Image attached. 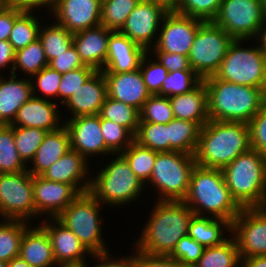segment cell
<instances>
[{
    "label": "cell",
    "mask_w": 266,
    "mask_h": 267,
    "mask_svg": "<svg viewBox=\"0 0 266 267\" xmlns=\"http://www.w3.org/2000/svg\"><path fill=\"white\" fill-rule=\"evenodd\" d=\"M153 204L147 223L133 247L151 255L170 256L177 242L188 235L195 214L184 201H156Z\"/></svg>",
    "instance_id": "6da1fadb"
},
{
    "label": "cell",
    "mask_w": 266,
    "mask_h": 267,
    "mask_svg": "<svg viewBox=\"0 0 266 267\" xmlns=\"http://www.w3.org/2000/svg\"><path fill=\"white\" fill-rule=\"evenodd\" d=\"M250 148L248 124L209 120L200 130L194 157L199 166L222 169Z\"/></svg>",
    "instance_id": "7a4b0ae2"
},
{
    "label": "cell",
    "mask_w": 266,
    "mask_h": 267,
    "mask_svg": "<svg viewBox=\"0 0 266 267\" xmlns=\"http://www.w3.org/2000/svg\"><path fill=\"white\" fill-rule=\"evenodd\" d=\"M183 201L197 216L224 219L231 224L242 209L231 196L222 170L197 164Z\"/></svg>",
    "instance_id": "3957f363"
},
{
    "label": "cell",
    "mask_w": 266,
    "mask_h": 267,
    "mask_svg": "<svg viewBox=\"0 0 266 267\" xmlns=\"http://www.w3.org/2000/svg\"><path fill=\"white\" fill-rule=\"evenodd\" d=\"M203 81L208 91L209 120L248 124L266 104L261 88L237 85L214 75Z\"/></svg>",
    "instance_id": "277c9868"
},
{
    "label": "cell",
    "mask_w": 266,
    "mask_h": 267,
    "mask_svg": "<svg viewBox=\"0 0 266 267\" xmlns=\"http://www.w3.org/2000/svg\"><path fill=\"white\" fill-rule=\"evenodd\" d=\"M241 208L266 207V158L250 148L221 169Z\"/></svg>",
    "instance_id": "5b68a950"
},
{
    "label": "cell",
    "mask_w": 266,
    "mask_h": 267,
    "mask_svg": "<svg viewBox=\"0 0 266 267\" xmlns=\"http://www.w3.org/2000/svg\"><path fill=\"white\" fill-rule=\"evenodd\" d=\"M110 158L95 177L91 176L89 193L103 207L105 204L118 208L130 205L142 196L145 185L121 154H112Z\"/></svg>",
    "instance_id": "8992f818"
},
{
    "label": "cell",
    "mask_w": 266,
    "mask_h": 267,
    "mask_svg": "<svg viewBox=\"0 0 266 267\" xmlns=\"http://www.w3.org/2000/svg\"><path fill=\"white\" fill-rule=\"evenodd\" d=\"M102 206L89 192H85L79 194L56 217L79 238L91 254L110 252L103 238L104 232L102 233Z\"/></svg>",
    "instance_id": "52a82bcc"
},
{
    "label": "cell",
    "mask_w": 266,
    "mask_h": 267,
    "mask_svg": "<svg viewBox=\"0 0 266 267\" xmlns=\"http://www.w3.org/2000/svg\"><path fill=\"white\" fill-rule=\"evenodd\" d=\"M196 164L194 155L179 151L158 152L145 191L146 185H150L158 193L156 201H183Z\"/></svg>",
    "instance_id": "ba28073f"
},
{
    "label": "cell",
    "mask_w": 266,
    "mask_h": 267,
    "mask_svg": "<svg viewBox=\"0 0 266 267\" xmlns=\"http://www.w3.org/2000/svg\"><path fill=\"white\" fill-rule=\"evenodd\" d=\"M248 40H234L214 76L237 85L266 88V53ZM244 44V46H242Z\"/></svg>",
    "instance_id": "9c48e42d"
},
{
    "label": "cell",
    "mask_w": 266,
    "mask_h": 267,
    "mask_svg": "<svg viewBox=\"0 0 266 267\" xmlns=\"http://www.w3.org/2000/svg\"><path fill=\"white\" fill-rule=\"evenodd\" d=\"M234 39L213 21L203 22L188 54L191 69L203 80L219 69Z\"/></svg>",
    "instance_id": "30bf717a"
},
{
    "label": "cell",
    "mask_w": 266,
    "mask_h": 267,
    "mask_svg": "<svg viewBox=\"0 0 266 267\" xmlns=\"http://www.w3.org/2000/svg\"><path fill=\"white\" fill-rule=\"evenodd\" d=\"M0 218L22 220L31 224L36 220L33 175L27 170L0 173Z\"/></svg>",
    "instance_id": "8fae6325"
},
{
    "label": "cell",
    "mask_w": 266,
    "mask_h": 267,
    "mask_svg": "<svg viewBox=\"0 0 266 267\" xmlns=\"http://www.w3.org/2000/svg\"><path fill=\"white\" fill-rule=\"evenodd\" d=\"M263 19L261 0H223L213 22L234 40L252 41Z\"/></svg>",
    "instance_id": "7c38bea8"
},
{
    "label": "cell",
    "mask_w": 266,
    "mask_h": 267,
    "mask_svg": "<svg viewBox=\"0 0 266 267\" xmlns=\"http://www.w3.org/2000/svg\"><path fill=\"white\" fill-rule=\"evenodd\" d=\"M170 9L171 5L164 0H140L119 32L149 52L157 42L162 20Z\"/></svg>",
    "instance_id": "4fadbf2b"
},
{
    "label": "cell",
    "mask_w": 266,
    "mask_h": 267,
    "mask_svg": "<svg viewBox=\"0 0 266 267\" xmlns=\"http://www.w3.org/2000/svg\"><path fill=\"white\" fill-rule=\"evenodd\" d=\"M240 258L266 255V207L242 208L232 222Z\"/></svg>",
    "instance_id": "5bb4252c"
},
{
    "label": "cell",
    "mask_w": 266,
    "mask_h": 267,
    "mask_svg": "<svg viewBox=\"0 0 266 267\" xmlns=\"http://www.w3.org/2000/svg\"><path fill=\"white\" fill-rule=\"evenodd\" d=\"M203 22L170 9L162 20L157 42L150 51H164L188 56L197 30Z\"/></svg>",
    "instance_id": "9a60e30c"
},
{
    "label": "cell",
    "mask_w": 266,
    "mask_h": 267,
    "mask_svg": "<svg viewBox=\"0 0 266 267\" xmlns=\"http://www.w3.org/2000/svg\"><path fill=\"white\" fill-rule=\"evenodd\" d=\"M63 120L70 136V149L80 153L88 162L94 155L96 157L113 154L106 147L99 115Z\"/></svg>",
    "instance_id": "2e32d148"
},
{
    "label": "cell",
    "mask_w": 266,
    "mask_h": 267,
    "mask_svg": "<svg viewBox=\"0 0 266 267\" xmlns=\"http://www.w3.org/2000/svg\"><path fill=\"white\" fill-rule=\"evenodd\" d=\"M102 0H53L52 19L72 34L101 24Z\"/></svg>",
    "instance_id": "e0dca14e"
},
{
    "label": "cell",
    "mask_w": 266,
    "mask_h": 267,
    "mask_svg": "<svg viewBox=\"0 0 266 267\" xmlns=\"http://www.w3.org/2000/svg\"><path fill=\"white\" fill-rule=\"evenodd\" d=\"M79 194L70 184L33 176L35 218H56Z\"/></svg>",
    "instance_id": "ac0fdd59"
},
{
    "label": "cell",
    "mask_w": 266,
    "mask_h": 267,
    "mask_svg": "<svg viewBox=\"0 0 266 267\" xmlns=\"http://www.w3.org/2000/svg\"><path fill=\"white\" fill-rule=\"evenodd\" d=\"M107 93V83L102 71H95L62 105L68 109L70 118L99 115Z\"/></svg>",
    "instance_id": "d6986e66"
},
{
    "label": "cell",
    "mask_w": 266,
    "mask_h": 267,
    "mask_svg": "<svg viewBox=\"0 0 266 267\" xmlns=\"http://www.w3.org/2000/svg\"><path fill=\"white\" fill-rule=\"evenodd\" d=\"M39 221L50 238L56 264L81 262L89 259L87 256L92 257L79 238L57 218H45Z\"/></svg>",
    "instance_id": "ffe728a7"
},
{
    "label": "cell",
    "mask_w": 266,
    "mask_h": 267,
    "mask_svg": "<svg viewBox=\"0 0 266 267\" xmlns=\"http://www.w3.org/2000/svg\"><path fill=\"white\" fill-rule=\"evenodd\" d=\"M90 164L80 153L70 150L40 176L49 181L70 184L81 194L89 192L90 174H93Z\"/></svg>",
    "instance_id": "44dd1931"
},
{
    "label": "cell",
    "mask_w": 266,
    "mask_h": 267,
    "mask_svg": "<svg viewBox=\"0 0 266 267\" xmlns=\"http://www.w3.org/2000/svg\"><path fill=\"white\" fill-rule=\"evenodd\" d=\"M59 107L56 102L32 96L17 111L10 125L56 131L64 126V116H60L62 112H59Z\"/></svg>",
    "instance_id": "7402d4cb"
},
{
    "label": "cell",
    "mask_w": 266,
    "mask_h": 267,
    "mask_svg": "<svg viewBox=\"0 0 266 267\" xmlns=\"http://www.w3.org/2000/svg\"><path fill=\"white\" fill-rule=\"evenodd\" d=\"M147 51L119 31L109 36L108 50L103 73H123L139 69Z\"/></svg>",
    "instance_id": "603a6c76"
},
{
    "label": "cell",
    "mask_w": 266,
    "mask_h": 267,
    "mask_svg": "<svg viewBox=\"0 0 266 267\" xmlns=\"http://www.w3.org/2000/svg\"><path fill=\"white\" fill-rule=\"evenodd\" d=\"M108 97L136 108L139 112L150 97L140 69L123 73H103Z\"/></svg>",
    "instance_id": "cb8c5ba5"
},
{
    "label": "cell",
    "mask_w": 266,
    "mask_h": 267,
    "mask_svg": "<svg viewBox=\"0 0 266 267\" xmlns=\"http://www.w3.org/2000/svg\"><path fill=\"white\" fill-rule=\"evenodd\" d=\"M113 31L103 25L73 34V45L84 65L102 71L107 58L109 36Z\"/></svg>",
    "instance_id": "d4e9b609"
},
{
    "label": "cell",
    "mask_w": 266,
    "mask_h": 267,
    "mask_svg": "<svg viewBox=\"0 0 266 267\" xmlns=\"http://www.w3.org/2000/svg\"><path fill=\"white\" fill-rule=\"evenodd\" d=\"M18 75H0V124L2 125H10L17 111L33 96L30 78H18Z\"/></svg>",
    "instance_id": "484cf974"
},
{
    "label": "cell",
    "mask_w": 266,
    "mask_h": 267,
    "mask_svg": "<svg viewBox=\"0 0 266 267\" xmlns=\"http://www.w3.org/2000/svg\"><path fill=\"white\" fill-rule=\"evenodd\" d=\"M19 256L32 267H54L56 265L52 244L45 229L40 225H29L23 234Z\"/></svg>",
    "instance_id": "4316f807"
},
{
    "label": "cell",
    "mask_w": 266,
    "mask_h": 267,
    "mask_svg": "<svg viewBox=\"0 0 266 267\" xmlns=\"http://www.w3.org/2000/svg\"><path fill=\"white\" fill-rule=\"evenodd\" d=\"M169 99L175 119L195 122L201 128L209 121L208 91L203 80L190 92Z\"/></svg>",
    "instance_id": "83f0119b"
},
{
    "label": "cell",
    "mask_w": 266,
    "mask_h": 267,
    "mask_svg": "<svg viewBox=\"0 0 266 267\" xmlns=\"http://www.w3.org/2000/svg\"><path fill=\"white\" fill-rule=\"evenodd\" d=\"M70 150V136L65 126L47 132L27 171L33 176H40Z\"/></svg>",
    "instance_id": "f1b7e54d"
},
{
    "label": "cell",
    "mask_w": 266,
    "mask_h": 267,
    "mask_svg": "<svg viewBox=\"0 0 266 267\" xmlns=\"http://www.w3.org/2000/svg\"><path fill=\"white\" fill-rule=\"evenodd\" d=\"M231 233L232 224L229 221L214 217L194 215L188 227V235L204 247L222 244Z\"/></svg>",
    "instance_id": "f546056e"
},
{
    "label": "cell",
    "mask_w": 266,
    "mask_h": 267,
    "mask_svg": "<svg viewBox=\"0 0 266 267\" xmlns=\"http://www.w3.org/2000/svg\"><path fill=\"white\" fill-rule=\"evenodd\" d=\"M169 152L179 151L195 155L201 127L192 121L173 119L167 124Z\"/></svg>",
    "instance_id": "4dcf8cb0"
},
{
    "label": "cell",
    "mask_w": 266,
    "mask_h": 267,
    "mask_svg": "<svg viewBox=\"0 0 266 267\" xmlns=\"http://www.w3.org/2000/svg\"><path fill=\"white\" fill-rule=\"evenodd\" d=\"M193 267H241L237 243L232 235L217 246L205 247Z\"/></svg>",
    "instance_id": "1f68e13d"
},
{
    "label": "cell",
    "mask_w": 266,
    "mask_h": 267,
    "mask_svg": "<svg viewBox=\"0 0 266 267\" xmlns=\"http://www.w3.org/2000/svg\"><path fill=\"white\" fill-rule=\"evenodd\" d=\"M36 10H23L14 21L8 42L15 51L25 48L39 38V31L43 23ZM41 21V22H40Z\"/></svg>",
    "instance_id": "d6a6232c"
},
{
    "label": "cell",
    "mask_w": 266,
    "mask_h": 267,
    "mask_svg": "<svg viewBox=\"0 0 266 267\" xmlns=\"http://www.w3.org/2000/svg\"><path fill=\"white\" fill-rule=\"evenodd\" d=\"M52 23L41 24L38 38L42 43L48 63L73 45V34L55 21Z\"/></svg>",
    "instance_id": "836d02e7"
},
{
    "label": "cell",
    "mask_w": 266,
    "mask_h": 267,
    "mask_svg": "<svg viewBox=\"0 0 266 267\" xmlns=\"http://www.w3.org/2000/svg\"><path fill=\"white\" fill-rule=\"evenodd\" d=\"M31 223L22 220L0 219V260L9 262L18 257L25 229Z\"/></svg>",
    "instance_id": "e575fe53"
},
{
    "label": "cell",
    "mask_w": 266,
    "mask_h": 267,
    "mask_svg": "<svg viewBox=\"0 0 266 267\" xmlns=\"http://www.w3.org/2000/svg\"><path fill=\"white\" fill-rule=\"evenodd\" d=\"M48 65L42 43L37 39L25 48L15 51L12 74L17 75L16 71L18 70L19 73L20 71L24 72L23 75L31 78Z\"/></svg>",
    "instance_id": "d590c367"
},
{
    "label": "cell",
    "mask_w": 266,
    "mask_h": 267,
    "mask_svg": "<svg viewBox=\"0 0 266 267\" xmlns=\"http://www.w3.org/2000/svg\"><path fill=\"white\" fill-rule=\"evenodd\" d=\"M99 116L125 127L133 136L137 132L140 121V112L136 108L108 96Z\"/></svg>",
    "instance_id": "8d00e7d4"
},
{
    "label": "cell",
    "mask_w": 266,
    "mask_h": 267,
    "mask_svg": "<svg viewBox=\"0 0 266 267\" xmlns=\"http://www.w3.org/2000/svg\"><path fill=\"white\" fill-rule=\"evenodd\" d=\"M27 170L17 152L13 126L0 124V173H17Z\"/></svg>",
    "instance_id": "74e56055"
},
{
    "label": "cell",
    "mask_w": 266,
    "mask_h": 267,
    "mask_svg": "<svg viewBox=\"0 0 266 267\" xmlns=\"http://www.w3.org/2000/svg\"><path fill=\"white\" fill-rule=\"evenodd\" d=\"M157 151L143 147L133 141L121 155L129 163L130 168L135 175L144 183L149 181L155 164Z\"/></svg>",
    "instance_id": "f35d334b"
},
{
    "label": "cell",
    "mask_w": 266,
    "mask_h": 267,
    "mask_svg": "<svg viewBox=\"0 0 266 267\" xmlns=\"http://www.w3.org/2000/svg\"><path fill=\"white\" fill-rule=\"evenodd\" d=\"M134 141L157 152H169L167 124L139 122Z\"/></svg>",
    "instance_id": "ab89813d"
},
{
    "label": "cell",
    "mask_w": 266,
    "mask_h": 267,
    "mask_svg": "<svg viewBox=\"0 0 266 267\" xmlns=\"http://www.w3.org/2000/svg\"><path fill=\"white\" fill-rule=\"evenodd\" d=\"M140 0H102L101 25L120 31L129 14Z\"/></svg>",
    "instance_id": "60d3db41"
},
{
    "label": "cell",
    "mask_w": 266,
    "mask_h": 267,
    "mask_svg": "<svg viewBox=\"0 0 266 267\" xmlns=\"http://www.w3.org/2000/svg\"><path fill=\"white\" fill-rule=\"evenodd\" d=\"M13 134L17 152L28 166L33 160L38 147L43 142L47 131L39 128L13 126Z\"/></svg>",
    "instance_id": "b9f144b4"
},
{
    "label": "cell",
    "mask_w": 266,
    "mask_h": 267,
    "mask_svg": "<svg viewBox=\"0 0 266 267\" xmlns=\"http://www.w3.org/2000/svg\"><path fill=\"white\" fill-rule=\"evenodd\" d=\"M223 0H175L171 9L181 15L213 21Z\"/></svg>",
    "instance_id": "7bdbcfd3"
},
{
    "label": "cell",
    "mask_w": 266,
    "mask_h": 267,
    "mask_svg": "<svg viewBox=\"0 0 266 267\" xmlns=\"http://www.w3.org/2000/svg\"><path fill=\"white\" fill-rule=\"evenodd\" d=\"M30 80L33 96L50 101L54 100V102L59 105L60 99H58V88L62 80L61 73L49 66H46L37 74L33 75Z\"/></svg>",
    "instance_id": "ee69618b"
},
{
    "label": "cell",
    "mask_w": 266,
    "mask_h": 267,
    "mask_svg": "<svg viewBox=\"0 0 266 267\" xmlns=\"http://www.w3.org/2000/svg\"><path fill=\"white\" fill-rule=\"evenodd\" d=\"M202 79L193 70L168 72L160 92L157 95L172 97L182 95L194 89Z\"/></svg>",
    "instance_id": "f6af8a7d"
},
{
    "label": "cell",
    "mask_w": 266,
    "mask_h": 267,
    "mask_svg": "<svg viewBox=\"0 0 266 267\" xmlns=\"http://www.w3.org/2000/svg\"><path fill=\"white\" fill-rule=\"evenodd\" d=\"M173 119L172 106L167 96L150 95L140 110L139 122L168 124Z\"/></svg>",
    "instance_id": "bcb514c9"
},
{
    "label": "cell",
    "mask_w": 266,
    "mask_h": 267,
    "mask_svg": "<svg viewBox=\"0 0 266 267\" xmlns=\"http://www.w3.org/2000/svg\"><path fill=\"white\" fill-rule=\"evenodd\" d=\"M102 135L106 147L113 154H121L134 141V136L123 126L100 117Z\"/></svg>",
    "instance_id": "7dc6e473"
},
{
    "label": "cell",
    "mask_w": 266,
    "mask_h": 267,
    "mask_svg": "<svg viewBox=\"0 0 266 267\" xmlns=\"http://www.w3.org/2000/svg\"><path fill=\"white\" fill-rule=\"evenodd\" d=\"M139 69L143 76L147 91L151 95H157L167 78V69L161 65L154 56L150 55V52H147L143 56Z\"/></svg>",
    "instance_id": "c3c4849f"
},
{
    "label": "cell",
    "mask_w": 266,
    "mask_h": 267,
    "mask_svg": "<svg viewBox=\"0 0 266 267\" xmlns=\"http://www.w3.org/2000/svg\"><path fill=\"white\" fill-rule=\"evenodd\" d=\"M96 70L90 66H83L65 74H62V80L58 88V98L60 105H63L70 96L84 83Z\"/></svg>",
    "instance_id": "681fc988"
},
{
    "label": "cell",
    "mask_w": 266,
    "mask_h": 267,
    "mask_svg": "<svg viewBox=\"0 0 266 267\" xmlns=\"http://www.w3.org/2000/svg\"><path fill=\"white\" fill-rule=\"evenodd\" d=\"M204 250L205 247L203 245L186 235L177 242L170 257L175 259L182 267H193L202 256Z\"/></svg>",
    "instance_id": "f907efd6"
},
{
    "label": "cell",
    "mask_w": 266,
    "mask_h": 267,
    "mask_svg": "<svg viewBox=\"0 0 266 267\" xmlns=\"http://www.w3.org/2000/svg\"><path fill=\"white\" fill-rule=\"evenodd\" d=\"M251 148L266 158V104L248 123Z\"/></svg>",
    "instance_id": "816d5d0a"
},
{
    "label": "cell",
    "mask_w": 266,
    "mask_h": 267,
    "mask_svg": "<svg viewBox=\"0 0 266 267\" xmlns=\"http://www.w3.org/2000/svg\"><path fill=\"white\" fill-rule=\"evenodd\" d=\"M48 66L61 74H65L66 72L83 67L85 65L81 61L76 48L74 45H72L57 58L52 59Z\"/></svg>",
    "instance_id": "f5cc1de1"
},
{
    "label": "cell",
    "mask_w": 266,
    "mask_h": 267,
    "mask_svg": "<svg viewBox=\"0 0 266 267\" xmlns=\"http://www.w3.org/2000/svg\"><path fill=\"white\" fill-rule=\"evenodd\" d=\"M149 52L161 65L167 69L168 72H175L177 70H192L189 64L188 56L179 53H167L164 51Z\"/></svg>",
    "instance_id": "db71d44e"
},
{
    "label": "cell",
    "mask_w": 266,
    "mask_h": 267,
    "mask_svg": "<svg viewBox=\"0 0 266 267\" xmlns=\"http://www.w3.org/2000/svg\"><path fill=\"white\" fill-rule=\"evenodd\" d=\"M134 267H182L170 256L151 255L134 249Z\"/></svg>",
    "instance_id": "11a10c76"
},
{
    "label": "cell",
    "mask_w": 266,
    "mask_h": 267,
    "mask_svg": "<svg viewBox=\"0 0 266 267\" xmlns=\"http://www.w3.org/2000/svg\"><path fill=\"white\" fill-rule=\"evenodd\" d=\"M132 252L133 253L131 255L126 253V256L124 255V257L121 255V258L120 256H118V258H116V256L113 257L111 252L104 254H92V259H94L91 262L96 260V265H90V267H134V251Z\"/></svg>",
    "instance_id": "9f6ffc18"
},
{
    "label": "cell",
    "mask_w": 266,
    "mask_h": 267,
    "mask_svg": "<svg viewBox=\"0 0 266 267\" xmlns=\"http://www.w3.org/2000/svg\"><path fill=\"white\" fill-rule=\"evenodd\" d=\"M23 11L20 8L2 6L0 8V41L8 40L15 18Z\"/></svg>",
    "instance_id": "6f0895ef"
},
{
    "label": "cell",
    "mask_w": 266,
    "mask_h": 267,
    "mask_svg": "<svg viewBox=\"0 0 266 267\" xmlns=\"http://www.w3.org/2000/svg\"><path fill=\"white\" fill-rule=\"evenodd\" d=\"M52 3L53 0H4L2 2L3 6L6 7L20 8L23 10H36L38 12L42 10L41 7L43 10L48 9L46 12H49Z\"/></svg>",
    "instance_id": "680465c9"
},
{
    "label": "cell",
    "mask_w": 266,
    "mask_h": 267,
    "mask_svg": "<svg viewBox=\"0 0 266 267\" xmlns=\"http://www.w3.org/2000/svg\"><path fill=\"white\" fill-rule=\"evenodd\" d=\"M14 58L15 50L8 40L0 41V74L3 73V69L12 74Z\"/></svg>",
    "instance_id": "91938a15"
},
{
    "label": "cell",
    "mask_w": 266,
    "mask_h": 267,
    "mask_svg": "<svg viewBox=\"0 0 266 267\" xmlns=\"http://www.w3.org/2000/svg\"><path fill=\"white\" fill-rule=\"evenodd\" d=\"M241 267H266V255L242 258Z\"/></svg>",
    "instance_id": "94428289"
},
{
    "label": "cell",
    "mask_w": 266,
    "mask_h": 267,
    "mask_svg": "<svg viewBox=\"0 0 266 267\" xmlns=\"http://www.w3.org/2000/svg\"><path fill=\"white\" fill-rule=\"evenodd\" d=\"M256 41L257 44L265 53H266V18L263 19V22L259 26L256 37L253 41Z\"/></svg>",
    "instance_id": "6125c7cd"
},
{
    "label": "cell",
    "mask_w": 266,
    "mask_h": 267,
    "mask_svg": "<svg viewBox=\"0 0 266 267\" xmlns=\"http://www.w3.org/2000/svg\"><path fill=\"white\" fill-rule=\"evenodd\" d=\"M7 267H32L20 256L11 259L7 263Z\"/></svg>",
    "instance_id": "be15d7a7"
},
{
    "label": "cell",
    "mask_w": 266,
    "mask_h": 267,
    "mask_svg": "<svg viewBox=\"0 0 266 267\" xmlns=\"http://www.w3.org/2000/svg\"><path fill=\"white\" fill-rule=\"evenodd\" d=\"M89 260L81 262L58 263L54 267H88Z\"/></svg>",
    "instance_id": "e7e4bbea"
},
{
    "label": "cell",
    "mask_w": 266,
    "mask_h": 267,
    "mask_svg": "<svg viewBox=\"0 0 266 267\" xmlns=\"http://www.w3.org/2000/svg\"><path fill=\"white\" fill-rule=\"evenodd\" d=\"M262 1V14L263 17L266 18V0H261Z\"/></svg>",
    "instance_id": "03108f58"
},
{
    "label": "cell",
    "mask_w": 266,
    "mask_h": 267,
    "mask_svg": "<svg viewBox=\"0 0 266 267\" xmlns=\"http://www.w3.org/2000/svg\"><path fill=\"white\" fill-rule=\"evenodd\" d=\"M0 267H7V262L0 260Z\"/></svg>",
    "instance_id": "003e7915"
},
{
    "label": "cell",
    "mask_w": 266,
    "mask_h": 267,
    "mask_svg": "<svg viewBox=\"0 0 266 267\" xmlns=\"http://www.w3.org/2000/svg\"><path fill=\"white\" fill-rule=\"evenodd\" d=\"M164 1L167 2L169 5H172L175 0H164Z\"/></svg>",
    "instance_id": "a7ac6f4b"
},
{
    "label": "cell",
    "mask_w": 266,
    "mask_h": 267,
    "mask_svg": "<svg viewBox=\"0 0 266 267\" xmlns=\"http://www.w3.org/2000/svg\"><path fill=\"white\" fill-rule=\"evenodd\" d=\"M264 99H265V102H266V88H265V91H264Z\"/></svg>",
    "instance_id": "89a4df30"
}]
</instances>
